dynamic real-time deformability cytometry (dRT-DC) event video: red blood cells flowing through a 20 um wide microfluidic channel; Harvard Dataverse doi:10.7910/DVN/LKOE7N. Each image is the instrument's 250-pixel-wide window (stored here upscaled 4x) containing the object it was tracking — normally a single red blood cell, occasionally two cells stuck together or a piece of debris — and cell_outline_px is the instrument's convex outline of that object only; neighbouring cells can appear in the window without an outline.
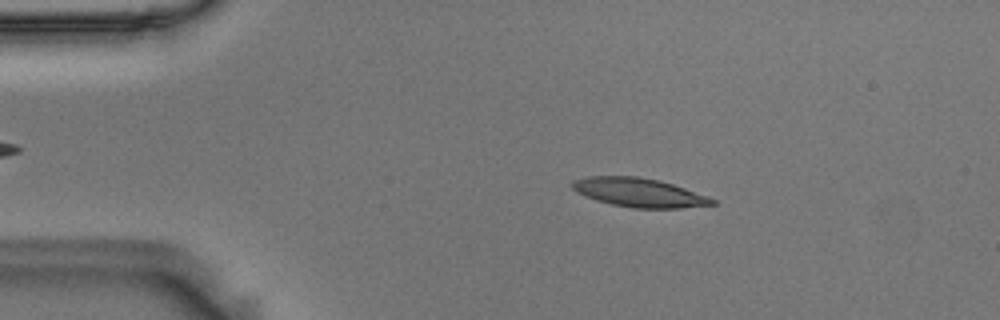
{"species": "Egyptian fruit bat (a non-hibernating species)", "species_latin": "Rousettus aegyptiacus", "temperature_condition": "room temperature", "stored_images_in_passage": 54, "camera_frame_rate_fps": 3000, "um_per_image_px": 0.085, "animal": {"sex": "male"}, "frame": {"image": 1, "passage_image": 9, "time_ms": 2.667, "image_size_px": [1000, 320], "cell_outline_px": [[716, 204], [680, 208], [632, 208], [612, 204], [596, 200], [576, 192], [572, 188], [572, 180], [588, 176], [636, 176], [656, 180], [672, 184], [708, 196], [716, 200]], "centroid_in_image_um": [54.3, 16.37], "position_along_channel_um": 30.7, "area_um2": 23.41}}
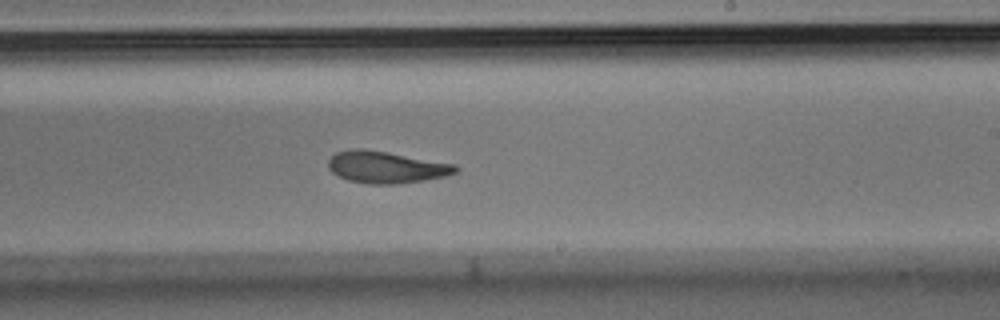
{"frame": {"image": 2, "passage_image": 32, "time_ms": 10.333, "image_size_px": [1000, 320], "cell_outline_px": [[460, 168], [456, 172], [444, 176], [424, 180], [396, 184], [368, 184], [348, 180], [332, 172], [328, 168], [328, 160], [336, 152], [356, 148], [364, 148], [388, 152], [456, 164]], "centroid_in_image_um": [32.82, 14.2], "position_along_channel_um": 256.2, "area_um2": 23.64}}
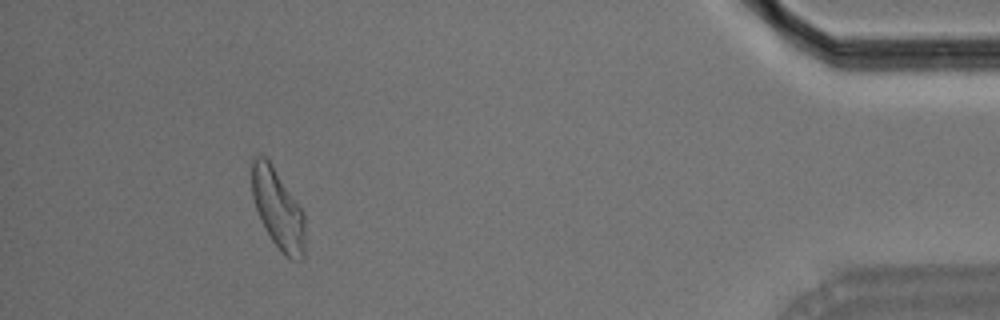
{"frame": {"image": 3, "passage_image": 50, "time_ms": 16.333, "image_size_px": [1000, 320], "cell_outline_px": [[304, 256], [300, 260], [292, 260], [272, 240], [260, 220], [252, 196], [252, 156], [264, 156], [268, 160], [304, 212]], "centroid_in_image_um": [23.61, 17.76], "position_along_channel_um": 411.6, "area_um2": 24.1}, "authors_computed_cell_mechanics": {"area_um2": 23.7558, "velocity_mm_per_s": 3.5837, "shape_relaxation_time_tau1_ms": null, "shape_relaxation_time_tau2_ms": 4.4852, "deformation_change_tau1": null, "deformation_change_tau2": 0.1249}}